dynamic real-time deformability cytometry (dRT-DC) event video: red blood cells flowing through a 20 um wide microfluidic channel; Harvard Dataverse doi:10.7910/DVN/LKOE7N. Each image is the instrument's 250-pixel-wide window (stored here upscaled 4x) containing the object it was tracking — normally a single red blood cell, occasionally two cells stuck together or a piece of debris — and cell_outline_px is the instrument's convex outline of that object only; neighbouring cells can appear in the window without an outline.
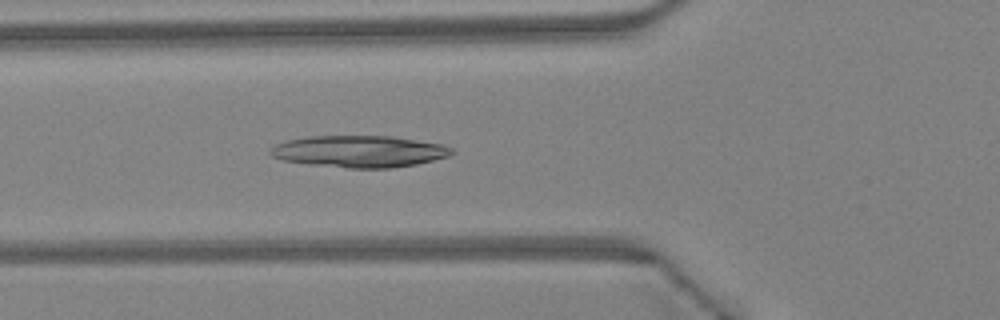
{"species": "Egyptian fruit bat (a non-hibernating species)", "species_latin": "Rousettus aegyptiacus", "temperature_condition": "warm", "stored_images_in_passage": 36, "camera_frame_rate_fps": 3000, "um_per_image_px": 0.085, "animal": {"sex": "female"}, "frame": {"image": 1, "passage_image": 8, "time_ms": 2.333, "image_size_px": [1000, 320], "cell_outline_px": [[452, 152], [444, 156], [412, 164], [384, 168], [352, 168], [288, 160], [276, 156], [280, 144], [292, 140], [320, 136], [384, 136], [436, 144], [448, 148]], "centroid_in_image_um": [30.61, 12.87], "position_along_channel_um": 95.2, "area_um2": 30.81}}
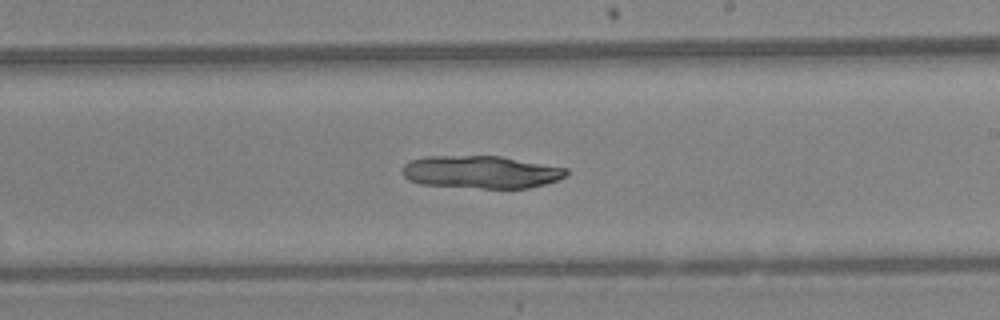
{"frame": {"image": 2, "passage_image": 18, "time_ms": 5.667, "image_size_px": [1000, 320], "cell_outline_px": [[568, 172], [564, 176], [556, 180], [524, 188], [484, 188], [424, 184], [412, 180], [404, 176], [404, 168], [412, 160], [436, 156], [496, 156], [564, 168]], "centroid_in_image_um": [40.89, 14.62], "position_along_channel_um": 248.1, "area_um2": 29.88}}
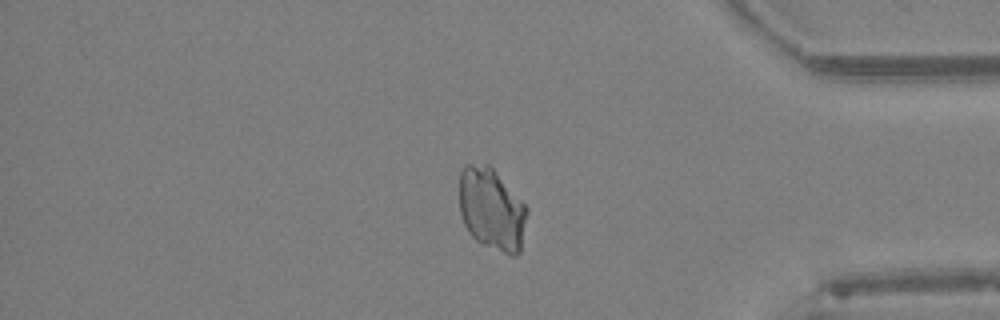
{"frame": {"image": 3, "passage_image": 29, "time_ms": 9.333, "image_size_px": [1000, 320], "cell_outline_px": [[524, 216], [520, 248], [516, 252], [504, 252], [476, 240], [472, 236], [460, 212], [460, 172], [468, 164], [488, 164], [492, 168], [524, 204]], "centroid_in_image_um": [41.72, 17.71], "position_along_channel_um": 393.5, "area_um2": 30.63}}